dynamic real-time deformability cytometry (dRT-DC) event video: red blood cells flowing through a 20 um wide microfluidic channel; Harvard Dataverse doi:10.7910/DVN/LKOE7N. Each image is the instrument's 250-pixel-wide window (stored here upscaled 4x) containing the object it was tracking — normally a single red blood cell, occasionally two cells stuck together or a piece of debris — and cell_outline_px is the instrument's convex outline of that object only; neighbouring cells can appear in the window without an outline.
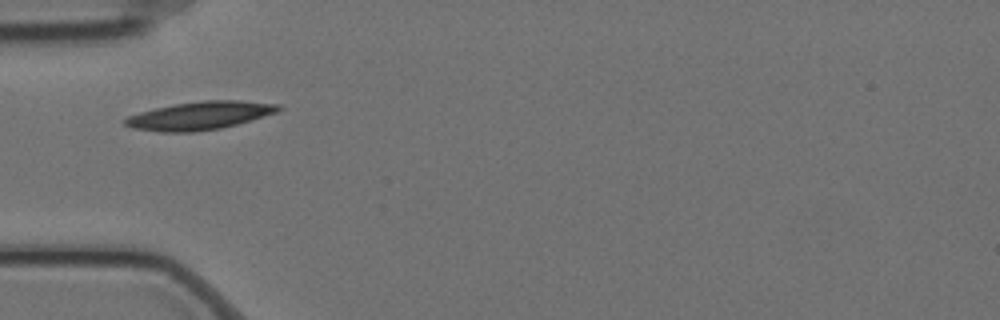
{"species": "Egyptian fruit bat (a non-hibernating species)", "species_latin": "Rousettus aegyptiacus", "temperature_condition": "cold", "stored_images_in_passage": 41, "camera_frame_rate_fps": 3000, "um_per_image_px": 0.085, "animal": {"sex": "female"}, "frame": {"image": 1, "passage_image": 1, "time_ms": 0.0, "image_size_px": [1000, 320], "cell_outline_px": [[284, 108], [276, 112], [236, 124], [220, 128], [192, 132], [160, 132], [132, 128], [124, 124], [124, 120], [128, 116], [140, 112], [156, 108], [176, 104], [204, 100], [240, 100], [280, 104]], "centroid_in_image_um": [16.99, 9.82], "position_along_channel_um": 68.0, "area_um2": 24.91}}
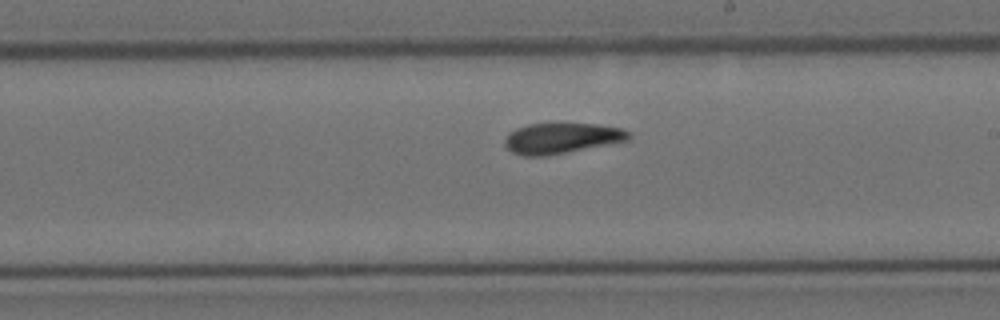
{"frame": {"image": 2, "passage_image": 16, "time_ms": 5.0, "image_size_px": [1000, 320], "cell_outline_px": [[632, 136], [628, 140], [548, 156], [520, 156], [512, 152], [504, 144], [504, 140], [508, 132], [516, 128], [528, 124], [596, 124], [620, 128], [632, 132]], "centroid_in_image_um": [47.71, 11.75], "position_along_channel_um": 241.3, "area_um2": 22.14}}
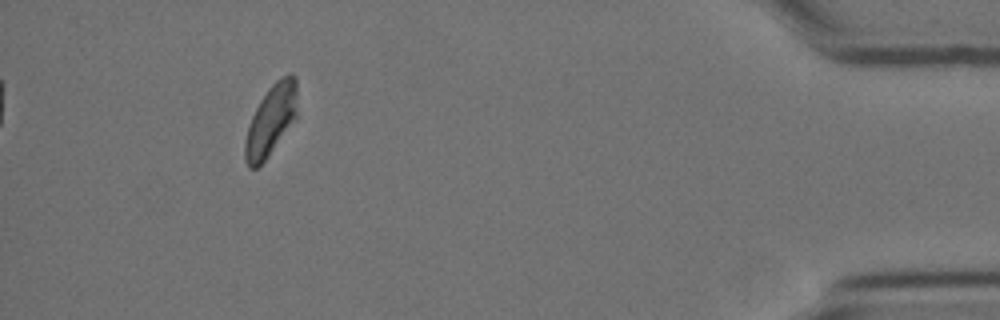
{"frame": {"image": 3, "passage_image": 36, "time_ms": 11.667, "image_size_px": [1000, 320], "cell_outline_px": [[296, 116], [268, 156], [256, 168], [248, 168], [244, 160], [244, 144], [248, 128], [252, 116], [260, 100], [268, 88], [280, 76], [288, 72], [292, 72], [296, 76]], "centroid_in_image_um": [23.01, 10.18], "position_along_channel_um": 412.2, "area_um2": 21.27}, "authors_computed_cell_mechanics": {"area_um2": 22.7154, "velocity_mm_per_s": 3.459, "shape_relaxation_time_tau1_ms": 5.4539, "shape_relaxation_time_tau2_ms": 4.6257, "deformation_change_tau1": 0.135, "deformation_change_tau2": 0.1041}}